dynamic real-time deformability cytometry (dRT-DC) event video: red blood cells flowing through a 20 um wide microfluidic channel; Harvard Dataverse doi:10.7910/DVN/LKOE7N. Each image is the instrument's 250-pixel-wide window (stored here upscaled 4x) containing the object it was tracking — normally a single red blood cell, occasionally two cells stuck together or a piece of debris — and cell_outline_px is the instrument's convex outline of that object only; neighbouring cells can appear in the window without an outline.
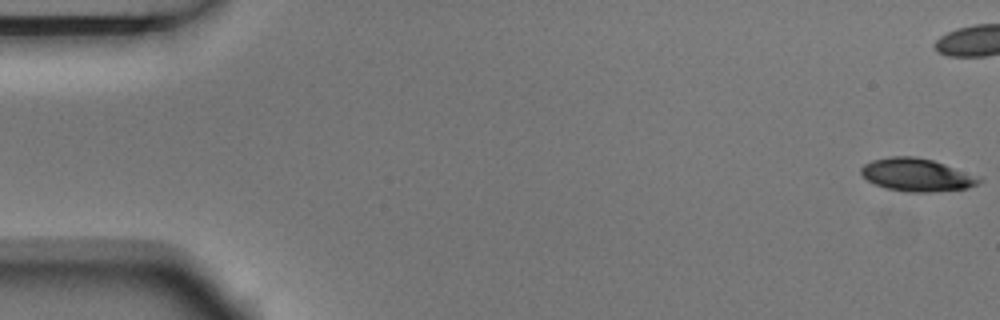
{"species": "Egyptian fruit bat (a non-hibernating species)", "species_latin": "Rousettus aegyptiacus", "temperature_condition": "room temperature", "stored_images_in_passage": 9, "camera_frame_rate_fps": 3000, "um_per_image_px": 0.085, "animal": {"sex": "male"}, "frame": {"image": 1, "passage_image": 1, "time_ms": 0.0, "image_size_px": [1000, 320], "cell_outline_px": [[984, 180], [968, 188], [928, 192], [908, 192], [884, 188], [868, 180], [860, 172], [860, 168], [864, 164], [872, 160], [892, 156], [912, 156], [932, 160], [980, 176]], "centroid_in_image_um": [77.93, 14.86], "position_along_channel_um": 7.1, "area_um2": 22.54}}
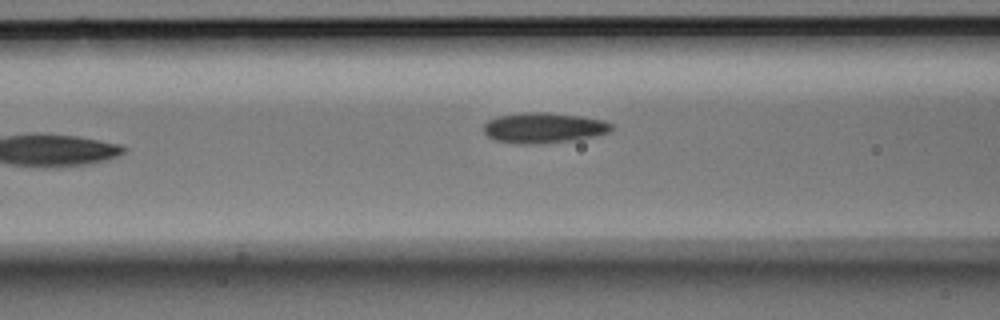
{"frame": {"image": 2, "passage_image": 8, "time_ms": 2.333, "image_size_px": [1000, 320], "cell_outline_px": [[612, 128], [608, 132], [592, 136], [568, 140], [524, 144], [516, 144], [496, 140], [488, 136], [484, 132], [484, 124], [488, 120], [496, 116], [524, 112], [548, 112], [580, 116], [604, 120], [612, 124]], "centroid_in_image_um": [46.16, 10.84], "position_along_channel_um": 120.4, "area_um2": 22.31}}
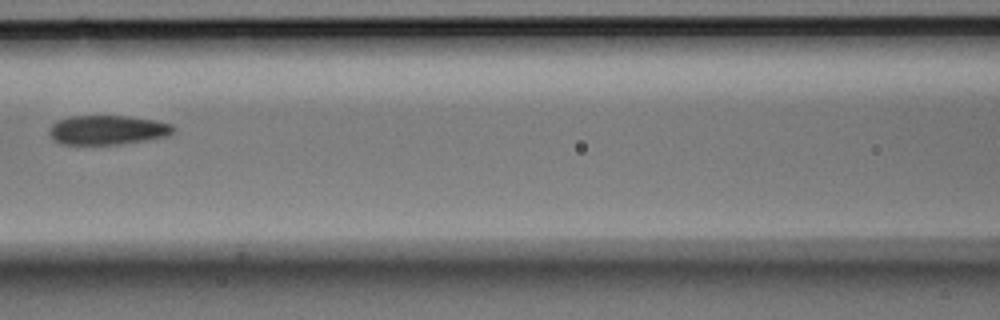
{"frame": {"image": 3, "passage_image": 9, "time_ms": 2.667, "image_size_px": [1000, 320], "cell_outline_px": [[176, 128], [168, 136], [120, 144], [60, 144], [52, 140], [48, 132], [48, 128], [56, 120], [68, 116], [128, 116], [156, 120], [172, 124]], "centroid_in_image_um": [9.09, 11.04], "position_along_channel_um": 157.5, "area_um2": 21.44}}